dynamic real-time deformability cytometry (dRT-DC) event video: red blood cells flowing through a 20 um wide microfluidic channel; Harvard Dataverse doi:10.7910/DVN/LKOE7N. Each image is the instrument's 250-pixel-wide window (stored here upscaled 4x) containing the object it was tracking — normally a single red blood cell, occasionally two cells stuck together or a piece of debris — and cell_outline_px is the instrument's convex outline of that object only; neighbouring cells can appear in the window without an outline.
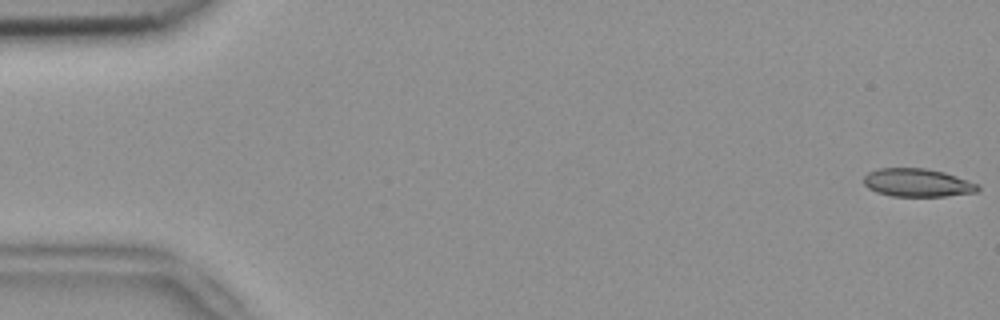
{"species": "common noctule bat (a hibernating species)", "species_latin": "Nyctalus noctula", "temperature_condition": "room temperature", "stored_images_in_passage": 51, "camera_frame_rate_fps": 3000, "um_per_image_px": 0.085, "animal": {"sex": "female", "body_mass_g": 18.4}, "frame": {"image": 1, "passage_image": 1, "time_ms": 0.0, "image_size_px": [1000, 320], "cell_outline_px": [[980, 188], [976, 192], [948, 196], [892, 196], [876, 192], [868, 188], [864, 184], [864, 176], [868, 172], [876, 168], [924, 168], [944, 172], [956, 176], [976, 184]], "centroid_in_image_um": [77.93, 15.53], "position_along_channel_um": 7.1, "area_um2": 18.67}}
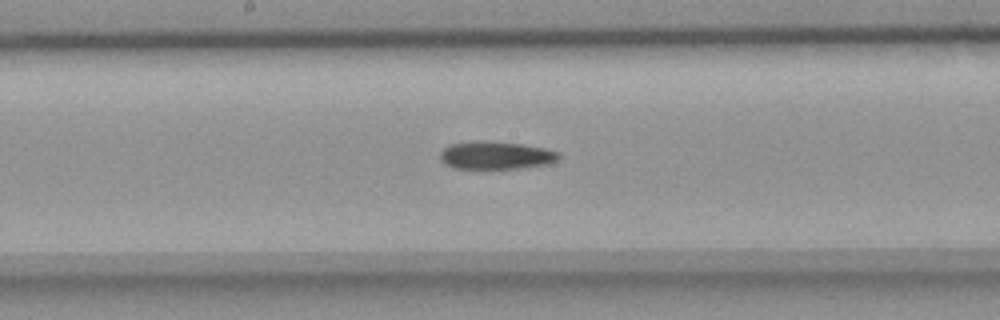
{"frame": {"image": 2, "passage_image": 28, "time_ms": 9.0, "image_size_px": [1000, 320], "cell_outline_px": [[560, 160], [548, 164], [524, 168], [492, 172], [452, 168], [444, 164], [440, 160], [440, 152], [448, 144], [520, 144], [544, 148], [560, 152]], "centroid_in_image_um": [42.18, 13.32], "position_along_channel_um": 206.0, "area_um2": 19.42}}
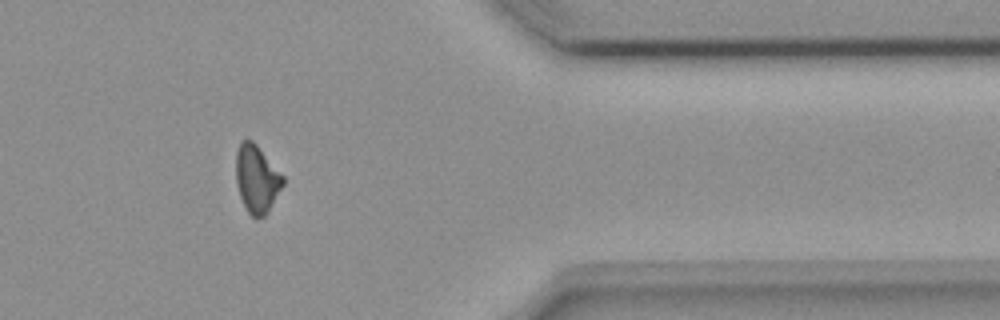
{"frame": {"image": 3, "passage_image": 44, "time_ms": 14.333, "image_size_px": [1000, 320], "cell_outline_px": [[284, 184], [268, 212], [264, 216], [256, 220], [248, 212], [240, 196], [236, 184], [236, 152], [240, 140], [252, 140], [256, 144], [284, 176]], "centroid_in_image_um": [21.82, 15.21], "position_along_channel_um": 389.6, "area_um2": 18.61}, "authors_computed_cell_mechanics": {"area_um2": 19.3052, "velocity_mm_per_s": 3.8196, "shape_relaxation_time_tau1_ms": 10.0383, "shape_relaxation_time_tau2_ms": null, "deformation_change_tau1": 0.1996, "deformation_change_tau2": null}}